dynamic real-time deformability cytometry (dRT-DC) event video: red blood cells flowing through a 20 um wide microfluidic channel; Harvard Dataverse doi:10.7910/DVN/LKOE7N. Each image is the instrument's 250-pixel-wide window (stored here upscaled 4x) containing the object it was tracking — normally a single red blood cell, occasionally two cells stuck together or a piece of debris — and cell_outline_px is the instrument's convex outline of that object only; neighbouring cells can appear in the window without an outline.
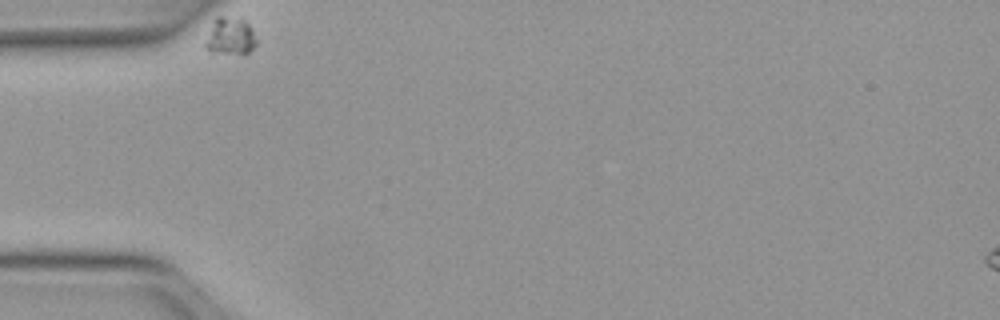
{"species": "Egyptian fruit bat (a non-hibernating species)", "species_latin": "Rousettus aegyptiacus", "temperature_condition": "warm", "stored_images_in_passage": 2, "camera_frame_rate_fps": 3000, "um_per_image_px": 0.085, "animal": {"sex": "female"}, "frame": {"image": 1, "passage_image": 1, "time_ms": 0.0, "image_size_px": [1000, 320], "cell_outline_px": [[256, 44], [244, 56], [208, 52], [204, 48], [204, 44], [216, 16], [240, 16], [252, 28], [256, 40]], "centroid_in_image_um": [19.57, 3.1], "position_along_channel_um": 65.4, "area_um2": 11.56}}